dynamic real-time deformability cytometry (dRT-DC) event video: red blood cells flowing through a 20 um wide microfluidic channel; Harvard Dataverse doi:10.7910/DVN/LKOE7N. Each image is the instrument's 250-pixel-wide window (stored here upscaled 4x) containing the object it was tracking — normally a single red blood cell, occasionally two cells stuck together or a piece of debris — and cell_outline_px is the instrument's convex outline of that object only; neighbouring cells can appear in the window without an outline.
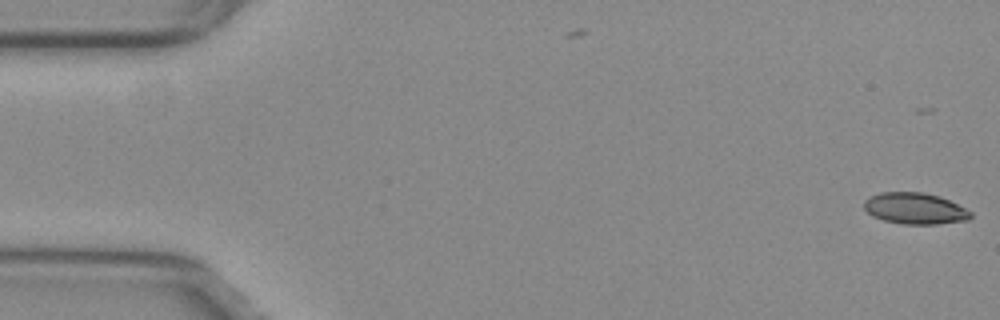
{"species": "common noctule bat (a hibernating species)", "species_latin": "Nyctalus noctula", "temperature_condition": "warm", "stored_images_in_passage": 2, "camera_frame_rate_fps": 3000, "um_per_image_px": 0.085, "animal": {"sex": "female", "body_mass_g": 29.2, "forearm_length_mm": 56.3}, "frame": {"image": 1, "passage_image": 2, "time_ms": 0.333, "image_size_px": [1000, 320], "cell_outline_px": [[972, 216], [968, 220], [936, 224], [900, 224], [884, 220], [872, 216], [864, 208], [864, 200], [868, 196], [880, 192], [924, 192], [940, 196], [972, 212]], "centroid_in_image_um": [77.74, 17.71], "position_along_channel_um": 7.3, "area_um2": 19.54}}